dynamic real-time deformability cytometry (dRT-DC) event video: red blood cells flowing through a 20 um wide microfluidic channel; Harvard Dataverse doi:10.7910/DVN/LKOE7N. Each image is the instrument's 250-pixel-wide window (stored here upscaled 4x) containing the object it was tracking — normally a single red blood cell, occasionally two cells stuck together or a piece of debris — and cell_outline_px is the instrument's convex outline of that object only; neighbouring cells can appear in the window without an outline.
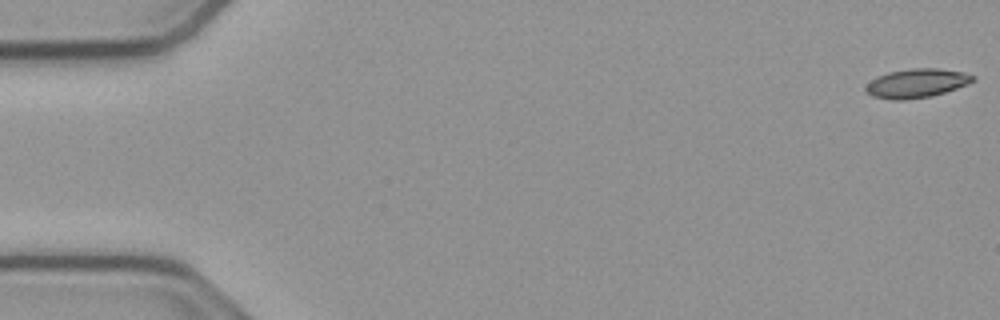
{"species": "common noctule bat (a hibernating species)", "species_latin": "Nyctalus noctula", "temperature_condition": "cold", "stored_images_in_passage": 7, "camera_frame_rate_fps": 3000, "um_per_image_px": 0.085, "animal": {"sex": "male", "body_mass_g": 23.1, "forearm_length_mm": 52.7}, "frame": {"image": 1, "passage_image": 1, "time_ms": 0.0, "image_size_px": [1000, 320], "cell_outline_px": [[976, 80], [968, 84], [932, 96], [904, 100], [896, 100], [872, 96], [864, 88], [876, 76], [888, 72], [912, 68], [936, 68], [964, 72], [976, 76]], "centroid_in_image_um": [77.94, 7.07], "position_along_channel_um": 7.1, "area_um2": 18.03}}